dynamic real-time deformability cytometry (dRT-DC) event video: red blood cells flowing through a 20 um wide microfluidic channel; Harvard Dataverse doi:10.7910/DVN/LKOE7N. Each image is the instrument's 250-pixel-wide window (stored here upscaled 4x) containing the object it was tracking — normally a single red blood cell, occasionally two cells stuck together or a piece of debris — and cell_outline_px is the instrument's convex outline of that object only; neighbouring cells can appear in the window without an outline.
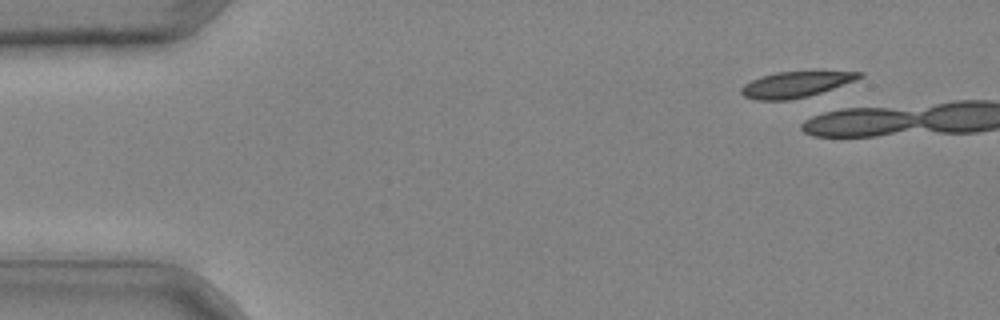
{"species": "common noctule bat (a hibernating species)", "species_latin": "Nyctalus noctula", "temperature_condition": "cold", "stored_images_in_passage": 6, "camera_frame_rate_fps": 3000, "um_per_image_px": 0.085, "animal": {"sex": "male", "body_mass_g": 20.4}, "frame": {"image": 1, "passage_image": 4, "time_ms": 1.0, "image_size_px": [1000, 320], "cell_outline_px": [[864, 76], [856, 80], [808, 96], [788, 100], [756, 100], [744, 96], [740, 92], [740, 88], [744, 84], [760, 76], [776, 72], [864, 72]], "centroid_in_image_um": [67.58, 7.18], "position_along_channel_um": 17.4, "area_um2": 17.46}}